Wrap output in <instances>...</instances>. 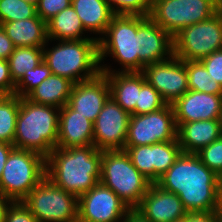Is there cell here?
<instances>
[{"label": "cell", "mask_w": 222, "mask_h": 222, "mask_svg": "<svg viewBox=\"0 0 222 222\" xmlns=\"http://www.w3.org/2000/svg\"><path fill=\"white\" fill-rule=\"evenodd\" d=\"M13 148L14 145L0 141V179L4 165L6 164L7 157Z\"/></svg>", "instance_id": "obj_42"}, {"label": "cell", "mask_w": 222, "mask_h": 222, "mask_svg": "<svg viewBox=\"0 0 222 222\" xmlns=\"http://www.w3.org/2000/svg\"><path fill=\"white\" fill-rule=\"evenodd\" d=\"M220 211L187 212V222H219Z\"/></svg>", "instance_id": "obj_40"}, {"label": "cell", "mask_w": 222, "mask_h": 222, "mask_svg": "<svg viewBox=\"0 0 222 222\" xmlns=\"http://www.w3.org/2000/svg\"><path fill=\"white\" fill-rule=\"evenodd\" d=\"M4 222H38L22 201L12 202L8 207Z\"/></svg>", "instance_id": "obj_37"}, {"label": "cell", "mask_w": 222, "mask_h": 222, "mask_svg": "<svg viewBox=\"0 0 222 222\" xmlns=\"http://www.w3.org/2000/svg\"><path fill=\"white\" fill-rule=\"evenodd\" d=\"M24 1H26V2H28L30 4H33V5H37L39 0H24Z\"/></svg>", "instance_id": "obj_45"}, {"label": "cell", "mask_w": 222, "mask_h": 222, "mask_svg": "<svg viewBox=\"0 0 222 222\" xmlns=\"http://www.w3.org/2000/svg\"><path fill=\"white\" fill-rule=\"evenodd\" d=\"M182 153L178 140L152 144L154 184L168 171Z\"/></svg>", "instance_id": "obj_28"}, {"label": "cell", "mask_w": 222, "mask_h": 222, "mask_svg": "<svg viewBox=\"0 0 222 222\" xmlns=\"http://www.w3.org/2000/svg\"><path fill=\"white\" fill-rule=\"evenodd\" d=\"M74 222H85V221H82V220L76 219Z\"/></svg>", "instance_id": "obj_52"}, {"label": "cell", "mask_w": 222, "mask_h": 222, "mask_svg": "<svg viewBox=\"0 0 222 222\" xmlns=\"http://www.w3.org/2000/svg\"><path fill=\"white\" fill-rule=\"evenodd\" d=\"M100 182L129 209H136L152 184L133 165L125 150L102 151Z\"/></svg>", "instance_id": "obj_5"}, {"label": "cell", "mask_w": 222, "mask_h": 222, "mask_svg": "<svg viewBox=\"0 0 222 222\" xmlns=\"http://www.w3.org/2000/svg\"><path fill=\"white\" fill-rule=\"evenodd\" d=\"M72 0H39L36 5L37 15L47 22L71 5Z\"/></svg>", "instance_id": "obj_36"}, {"label": "cell", "mask_w": 222, "mask_h": 222, "mask_svg": "<svg viewBox=\"0 0 222 222\" xmlns=\"http://www.w3.org/2000/svg\"><path fill=\"white\" fill-rule=\"evenodd\" d=\"M166 104L159 92L152 85L145 82L141 86L138 102H136L135 115L157 111Z\"/></svg>", "instance_id": "obj_33"}, {"label": "cell", "mask_w": 222, "mask_h": 222, "mask_svg": "<svg viewBox=\"0 0 222 222\" xmlns=\"http://www.w3.org/2000/svg\"><path fill=\"white\" fill-rule=\"evenodd\" d=\"M59 113L57 107L20 98L14 147L34 151L46 158L57 147Z\"/></svg>", "instance_id": "obj_3"}, {"label": "cell", "mask_w": 222, "mask_h": 222, "mask_svg": "<svg viewBox=\"0 0 222 222\" xmlns=\"http://www.w3.org/2000/svg\"><path fill=\"white\" fill-rule=\"evenodd\" d=\"M196 154L209 169L222 179V136Z\"/></svg>", "instance_id": "obj_35"}, {"label": "cell", "mask_w": 222, "mask_h": 222, "mask_svg": "<svg viewBox=\"0 0 222 222\" xmlns=\"http://www.w3.org/2000/svg\"><path fill=\"white\" fill-rule=\"evenodd\" d=\"M186 70L189 90L222 95V86L211 79L200 61H186Z\"/></svg>", "instance_id": "obj_29"}, {"label": "cell", "mask_w": 222, "mask_h": 222, "mask_svg": "<svg viewBox=\"0 0 222 222\" xmlns=\"http://www.w3.org/2000/svg\"><path fill=\"white\" fill-rule=\"evenodd\" d=\"M220 9L222 10V0H219Z\"/></svg>", "instance_id": "obj_50"}, {"label": "cell", "mask_w": 222, "mask_h": 222, "mask_svg": "<svg viewBox=\"0 0 222 222\" xmlns=\"http://www.w3.org/2000/svg\"><path fill=\"white\" fill-rule=\"evenodd\" d=\"M20 97L5 95L0 100V141L13 145Z\"/></svg>", "instance_id": "obj_27"}, {"label": "cell", "mask_w": 222, "mask_h": 222, "mask_svg": "<svg viewBox=\"0 0 222 222\" xmlns=\"http://www.w3.org/2000/svg\"><path fill=\"white\" fill-rule=\"evenodd\" d=\"M93 122L68 104L60 109L57 147L73 148L93 145Z\"/></svg>", "instance_id": "obj_20"}, {"label": "cell", "mask_w": 222, "mask_h": 222, "mask_svg": "<svg viewBox=\"0 0 222 222\" xmlns=\"http://www.w3.org/2000/svg\"><path fill=\"white\" fill-rule=\"evenodd\" d=\"M74 83L67 78L51 74L34 88L26 98L33 103L61 109L68 104Z\"/></svg>", "instance_id": "obj_23"}, {"label": "cell", "mask_w": 222, "mask_h": 222, "mask_svg": "<svg viewBox=\"0 0 222 222\" xmlns=\"http://www.w3.org/2000/svg\"><path fill=\"white\" fill-rule=\"evenodd\" d=\"M38 222H74L78 197L45 177L23 200Z\"/></svg>", "instance_id": "obj_8"}, {"label": "cell", "mask_w": 222, "mask_h": 222, "mask_svg": "<svg viewBox=\"0 0 222 222\" xmlns=\"http://www.w3.org/2000/svg\"><path fill=\"white\" fill-rule=\"evenodd\" d=\"M136 210L151 222H174L187 214L178 195L156 184L149 186Z\"/></svg>", "instance_id": "obj_18"}, {"label": "cell", "mask_w": 222, "mask_h": 222, "mask_svg": "<svg viewBox=\"0 0 222 222\" xmlns=\"http://www.w3.org/2000/svg\"><path fill=\"white\" fill-rule=\"evenodd\" d=\"M219 222H222V213L220 212Z\"/></svg>", "instance_id": "obj_49"}, {"label": "cell", "mask_w": 222, "mask_h": 222, "mask_svg": "<svg viewBox=\"0 0 222 222\" xmlns=\"http://www.w3.org/2000/svg\"><path fill=\"white\" fill-rule=\"evenodd\" d=\"M207 70L212 80L222 86V49L199 60Z\"/></svg>", "instance_id": "obj_38"}, {"label": "cell", "mask_w": 222, "mask_h": 222, "mask_svg": "<svg viewBox=\"0 0 222 222\" xmlns=\"http://www.w3.org/2000/svg\"><path fill=\"white\" fill-rule=\"evenodd\" d=\"M109 97L110 88L107 77L100 73L91 80L74 84L68 105L94 123Z\"/></svg>", "instance_id": "obj_16"}, {"label": "cell", "mask_w": 222, "mask_h": 222, "mask_svg": "<svg viewBox=\"0 0 222 222\" xmlns=\"http://www.w3.org/2000/svg\"><path fill=\"white\" fill-rule=\"evenodd\" d=\"M219 123H220L221 136H222V110H221L220 117H219Z\"/></svg>", "instance_id": "obj_46"}, {"label": "cell", "mask_w": 222, "mask_h": 222, "mask_svg": "<svg viewBox=\"0 0 222 222\" xmlns=\"http://www.w3.org/2000/svg\"><path fill=\"white\" fill-rule=\"evenodd\" d=\"M12 202L10 198L0 192V222H4L6 211Z\"/></svg>", "instance_id": "obj_44"}, {"label": "cell", "mask_w": 222, "mask_h": 222, "mask_svg": "<svg viewBox=\"0 0 222 222\" xmlns=\"http://www.w3.org/2000/svg\"><path fill=\"white\" fill-rule=\"evenodd\" d=\"M46 45L43 47V60L53 75L76 84L91 80L101 73L97 39L59 41L48 50Z\"/></svg>", "instance_id": "obj_4"}, {"label": "cell", "mask_w": 222, "mask_h": 222, "mask_svg": "<svg viewBox=\"0 0 222 222\" xmlns=\"http://www.w3.org/2000/svg\"><path fill=\"white\" fill-rule=\"evenodd\" d=\"M15 46L0 25V59L8 60Z\"/></svg>", "instance_id": "obj_41"}, {"label": "cell", "mask_w": 222, "mask_h": 222, "mask_svg": "<svg viewBox=\"0 0 222 222\" xmlns=\"http://www.w3.org/2000/svg\"><path fill=\"white\" fill-rule=\"evenodd\" d=\"M220 212L222 213V194H221V209Z\"/></svg>", "instance_id": "obj_51"}, {"label": "cell", "mask_w": 222, "mask_h": 222, "mask_svg": "<svg viewBox=\"0 0 222 222\" xmlns=\"http://www.w3.org/2000/svg\"><path fill=\"white\" fill-rule=\"evenodd\" d=\"M177 125L172 104L139 115H130L125 146L152 145L177 139Z\"/></svg>", "instance_id": "obj_11"}, {"label": "cell", "mask_w": 222, "mask_h": 222, "mask_svg": "<svg viewBox=\"0 0 222 222\" xmlns=\"http://www.w3.org/2000/svg\"><path fill=\"white\" fill-rule=\"evenodd\" d=\"M101 158L102 151L94 145L56 147L46 157V177L79 197L100 182Z\"/></svg>", "instance_id": "obj_2"}, {"label": "cell", "mask_w": 222, "mask_h": 222, "mask_svg": "<svg viewBox=\"0 0 222 222\" xmlns=\"http://www.w3.org/2000/svg\"><path fill=\"white\" fill-rule=\"evenodd\" d=\"M47 26V38L52 41L53 39L64 41V40H80V39H97L82 37L83 32L86 31L81 19L75 12L72 5L59 12L57 15L52 17L46 22Z\"/></svg>", "instance_id": "obj_25"}, {"label": "cell", "mask_w": 222, "mask_h": 222, "mask_svg": "<svg viewBox=\"0 0 222 222\" xmlns=\"http://www.w3.org/2000/svg\"><path fill=\"white\" fill-rule=\"evenodd\" d=\"M141 73L167 104H173L189 90L186 61L174 55L166 61L146 65Z\"/></svg>", "instance_id": "obj_14"}, {"label": "cell", "mask_w": 222, "mask_h": 222, "mask_svg": "<svg viewBox=\"0 0 222 222\" xmlns=\"http://www.w3.org/2000/svg\"><path fill=\"white\" fill-rule=\"evenodd\" d=\"M219 0H153L149 17L172 37L183 28L210 18Z\"/></svg>", "instance_id": "obj_9"}, {"label": "cell", "mask_w": 222, "mask_h": 222, "mask_svg": "<svg viewBox=\"0 0 222 222\" xmlns=\"http://www.w3.org/2000/svg\"><path fill=\"white\" fill-rule=\"evenodd\" d=\"M139 72L152 63L170 59L174 55L173 37L149 16L137 28Z\"/></svg>", "instance_id": "obj_15"}, {"label": "cell", "mask_w": 222, "mask_h": 222, "mask_svg": "<svg viewBox=\"0 0 222 222\" xmlns=\"http://www.w3.org/2000/svg\"><path fill=\"white\" fill-rule=\"evenodd\" d=\"M150 4H152L153 0H147Z\"/></svg>", "instance_id": "obj_53"}, {"label": "cell", "mask_w": 222, "mask_h": 222, "mask_svg": "<svg viewBox=\"0 0 222 222\" xmlns=\"http://www.w3.org/2000/svg\"><path fill=\"white\" fill-rule=\"evenodd\" d=\"M36 15V5L24 0H0V25L4 22L33 18Z\"/></svg>", "instance_id": "obj_30"}, {"label": "cell", "mask_w": 222, "mask_h": 222, "mask_svg": "<svg viewBox=\"0 0 222 222\" xmlns=\"http://www.w3.org/2000/svg\"><path fill=\"white\" fill-rule=\"evenodd\" d=\"M51 74V70L43 60L34 69L25 72L24 76L16 83L14 95L20 98L26 97Z\"/></svg>", "instance_id": "obj_32"}, {"label": "cell", "mask_w": 222, "mask_h": 222, "mask_svg": "<svg viewBox=\"0 0 222 222\" xmlns=\"http://www.w3.org/2000/svg\"><path fill=\"white\" fill-rule=\"evenodd\" d=\"M122 220V222H151L136 209H130Z\"/></svg>", "instance_id": "obj_43"}, {"label": "cell", "mask_w": 222, "mask_h": 222, "mask_svg": "<svg viewBox=\"0 0 222 222\" xmlns=\"http://www.w3.org/2000/svg\"><path fill=\"white\" fill-rule=\"evenodd\" d=\"M174 222H187V214H186V216L184 218L176 220Z\"/></svg>", "instance_id": "obj_47"}, {"label": "cell", "mask_w": 222, "mask_h": 222, "mask_svg": "<svg viewBox=\"0 0 222 222\" xmlns=\"http://www.w3.org/2000/svg\"><path fill=\"white\" fill-rule=\"evenodd\" d=\"M106 1L115 15L149 16L151 12V4L147 0H106Z\"/></svg>", "instance_id": "obj_34"}, {"label": "cell", "mask_w": 222, "mask_h": 222, "mask_svg": "<svg viewBox=\"0 0 222 222\" xmlns=\"http://www.w3.org/2000/svg\"><path fill=\"white\" fill-rule=\"evenodd\" d=\"M15 86L10 75L8 60L0 59V91L5 95H14Z\"/></svg>", "instance_id": "obj_39"}, {"label": "cell", "mask_w": 222, "mask_h": 222, "mask_svg": "<svg viewBox=\"0 0 222 222\" xmlns=\"http://www.w3.org/2000/svg\"><path fill=\"white\" fill-rule=\"evenodd\" d=\"M179 196L187 212L220 211L222 179L194 153H181L155 183Z\"/></svg>", "instance_id": "obj_1"}, {"label": "cell", "mask_w": 222, "mask_h": 222, "mask_svg": "<svg viewBox=\"0 0 222 222\" xmlns=\"http://www.w3.org/2000/svg\"><path fill=\"white\" fill-rule=\"evenodd\" d=\"M220 137L219 119L182 123L177 129V139L182 153L196 154Z\"/></svg>", "instance_id": "obj_21"}, {"label": "cell", "mask_w": 222, "mask_h": 222, "mask_svg": "<svg viewBox=\"0 0 222 222\" xmlns=\"http://www.w3.org/2000/svg\"><path fill=\"white\" fill-rule=\"evenodd\" d=\"M71 5L86 31L105 34L115 16L106 0H72Z\"/></svg>", "instance_id": "obj_24"}, {"label": "cell", "mask_w": 222, "mask_h": 222, "mask_svg": "<svg viewBox=\"0 0 222 222\" xmlns=\"http://www.w3.org/2000/svg\"><path fill=\"white\" fill-rule=\"evenodd\" d=\"M1 27L15 47H44L49 41L46 22L38 15L29 19L4 22Z\"/></svg>", "instance_id": "obj_22"}, {"label": "cell", "mask_w": 222, "mask_h": 222, "mask_svg": "<svg viewBox=\"0 0 222 222\" xmlns=\"http://www.w3.org/2000/svg\"><path fill=\"white\" fill-rule=\"evenodd\" d=\"M4 96H5V94L0 91V100H1L2 98H4Z\"/></svg>", "instance_id": "obj_48"}, {"label": "cell", "mask_w": 222, "mask_h": 222, "mask_svg": "<svg viewBox=\"0 0 222 222\" xmlns=\"http://www.w3.org/2000/svg\"><path fill=\"white\" fill-rule=\"evenodd\" d=\"M129 210L113 190L98 182L78 197L77 219L85 222H122Z\"/></svg>", "instance_id": "obj_12"}, {"label": "cell", "mask_w": 222, "mask_h": 222, "mask_svg": "<svg viewBox=\"0 0 222 222\" xmlns=\"http://www.w3.org/2000/svg\"><path fill=\"white\" fill-rule=\"evenodd\" d=\"M148 16L115 15L105 32L98 38L99 63L112 55L124 68L121 72H139L137 28Z\"/></svg>", "instance_id": "obj_7"}, {"label": "cell", "mask_w": 222, "mask_h": 222, "mask_svg": "<svg viewBox=\"0 0 222 222\" xmlns=\"http://www.w3.org/2000/svg\"><path fill=\"white\" fill-rule=\"evenodd\" d=\"M177 128L182 123L219 119L222 95L188 90L173 104Z\"/></svg>", "instance_id": "obj_17"}, {"label": "cell", "mask_w": 222, "mask_h": 222, "mask_svg": "<svg viewBox=\"0 0 222 222\" xmlns=\"http://www.w3.org/2000/svg\"><path fill=\"white\" fill-rule=\"evenodd\" d=\"M100 70L107 77L110 97L130 115H135L140 89L146 82L144 75L141 72H115L101 64Z\"/></svg>", "instance_id": "obj_19"}, {"label": "cell", "mask_w": 222, "mask_h": 222, "mask_svg": "<svg viewBox=\"0 0 222 222\" xmlns=\"http://www.w3.org/2000/svg\"><path fill=\"white\" fill-rule=\"evenodd\" d=\"M130 114L111 97L94 121L93 145L101 151L124 150Z\"/></svg>", "instance_id": "obj_13"}, {"label": "cell", "mask_w": 222, "mask_h": 222, "mask_svg": "<svg viewBox=\"0 0 222 222\" xmlns=\"http://www.w3.org/2000/svg\"><path fill=\"white\" fill-rule=\"evenodd\" d=\"M133 165L139 172L154 184V165L152 164V145L125 146Z\"/></svg>", "instance_id": "obj_31"}, {"label": "cell", "mask_w": 222, "mask_h": 222, "mask_svg": "<svg viewBox=\"0 0 222 222\" xmlns=\"http://www.w3.org/2000/svg\"><path fill=\"white\" fill-rule=\"evenodd\" d=\"M43 61V47H15L8 58L10 75L16 84L27 70L34 69Z\"/></svg>", "instance_id": "obj_26"}, {"label": "cell", "mask_w": 222, "mask_h": 222, "mask_svg": "<svg viewBox=\"0 0 222 222\" xmlns=\"http://www.w3.org/2000/svg\"><path fill=\"white\" fill-rule=\"evenodd\" d=\"M46 177V158L34 151L13 148L0 179V192L22 201Z\"/></svg>", "instance_id": "obj_6"}, {"label": "cell", "mask_w": 222, "mask_h": 222, "mask_svg": "<svg viewBox=\"0 0 222 222\" xmlns=\"http://www.w3.org/2000/svg\"><path fill=\"white\" fill-rule=\"evenodd\" d=\"M174 56L199 61L222 49V10L199 23L183 28L173 37Z\"/></svg>", "instance_id": "obj_10"}]
</instances>
